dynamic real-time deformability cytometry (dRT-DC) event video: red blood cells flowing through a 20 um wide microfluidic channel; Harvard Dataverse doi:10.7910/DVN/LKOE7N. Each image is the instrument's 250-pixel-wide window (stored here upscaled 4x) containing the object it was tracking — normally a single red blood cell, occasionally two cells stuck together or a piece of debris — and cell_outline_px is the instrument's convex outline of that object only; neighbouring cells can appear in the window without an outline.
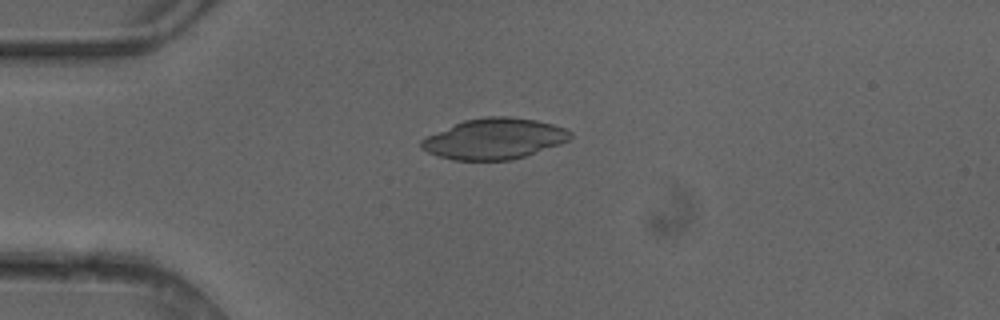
{"species": "common noctule bat (a hibernating species)", "species_latin": "Nyctalus noctula", "temperature_condition": "cold", "stored_images_in_passage": 5, "camera_frame_rate_fps": 3000, "um_per_image_px": 0.085, "animal": {"sex": "female"}, "frame": {"image": 1, "passage_image": 2, "time_ms": 0.333, "image_size_px": [1000, 320], "cell_outline_px": [[572, 136], [568, 140], [524, 156], [508, 160], [452, 160], [428, 152], [420, 148], [420, 140], [428, 136], [464, 120], [484, 116], [508, 116], [536, 120], [552, 124], [564, 128], [572, 132]], "centroid_in_image_um": [41.99, 11.79], "position_along_channel_um": 43.0, "area_um2": 34.91}}
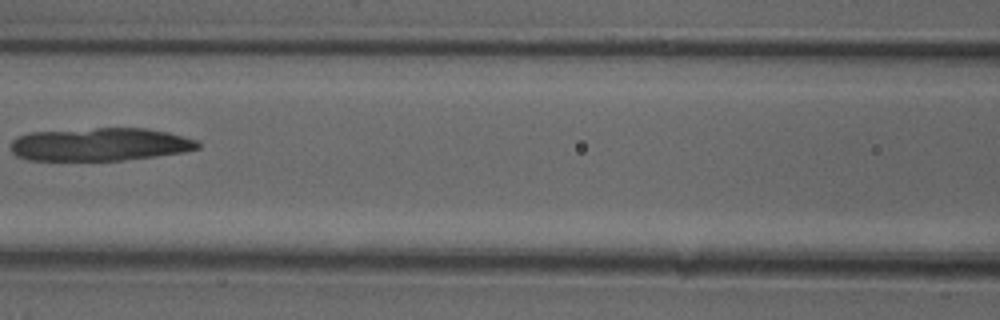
{"frame": {"image": 2, "passage_image": 5, "time_ms": 1.333, "image_size_px": [1000, 320], "cell_outline_px": [[200, 148], [184, 152], [156, 156], [120, 160], [28, 160], [16, 156], [12, 152], [12, 140], [16, 136], [32, 132], [96, 128], [144, 128], [168, 132], [196, 140], [200, 144]], "centroid_in_image_um": [8.49, 12.27], "position_along_channel_um": 158.1, "area_um2": 35.95}}